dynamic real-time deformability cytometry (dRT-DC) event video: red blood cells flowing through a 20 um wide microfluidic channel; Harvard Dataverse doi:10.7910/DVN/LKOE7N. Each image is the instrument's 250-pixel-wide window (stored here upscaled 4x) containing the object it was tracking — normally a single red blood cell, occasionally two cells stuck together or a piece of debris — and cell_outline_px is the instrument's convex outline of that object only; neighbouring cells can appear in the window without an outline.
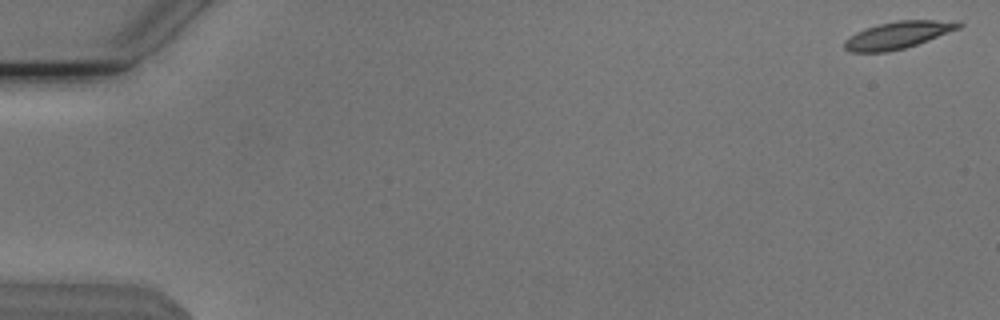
{"species": "Egyptian fruit bat (a non-hibernating species)", "species_latin": "Rousettus aegyptiacus", "temperature_condition": "cold", "stored_images_in_passage": 54, "camera_frame_rate_fps": 3000, "um_per_image_px": 0.085, "animal": {"sex": "male"}, "frame": {"image": 1, "passage_image": 1, "time_ms": 0.0, "image_size_px": [1000, 320], "cell_outline_px": [[964, 24], [960, 28], [928, 40], [904, 48], [888, 52], [848, 52], [844, 48], [844, 40], [856, 32], [880, 24], [896, 20], [936, 20]], "centroid_in_image_um": [76.26, 2.99], "position_along_channel_um": 8.7, "area_um2": 17.74}}
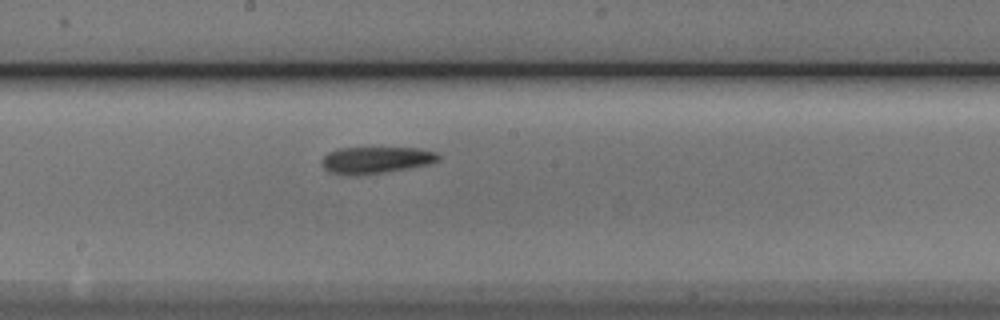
{"frame": {"image": 2, "passage_image": 30, "time_ms": 9.667, "image_size_px": [1000, 320], "cell_outline_px": [[440, 160], [428, 164], [408, 168], [384, 172], [348, 176], [328, 172], [320, 164], [320, 160], [328, 152], [340, 148], [416, 148], [436, 152], [440, 156]], "centroid_in_image_um": [31.9, 13.61], "position_along_channel_um": 216.3, "area_um2": 18.21}}
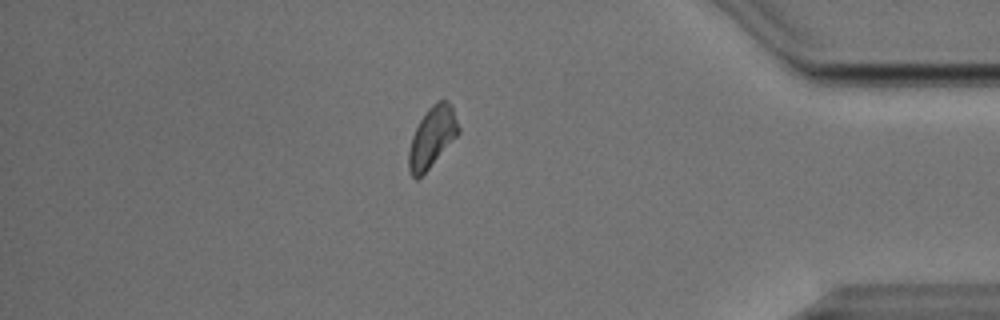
{"frame": {"image": 3, "passage_image": 47, "time_ms": 15.333, "image_size_px": [1000, 320], "cell_outline_px": [[460, 132], [428, 168], [416, 180], [412, 176], [408, 168], [408, 152], [412, 136], [420, 120], [428, 108], [436, 100], [448, 100], [452, 108], [460, 128]], "centroid_in_image_um": [36.72, 11.63], "position_along_channel_um": 398.5, "area_um2": 17.22}}